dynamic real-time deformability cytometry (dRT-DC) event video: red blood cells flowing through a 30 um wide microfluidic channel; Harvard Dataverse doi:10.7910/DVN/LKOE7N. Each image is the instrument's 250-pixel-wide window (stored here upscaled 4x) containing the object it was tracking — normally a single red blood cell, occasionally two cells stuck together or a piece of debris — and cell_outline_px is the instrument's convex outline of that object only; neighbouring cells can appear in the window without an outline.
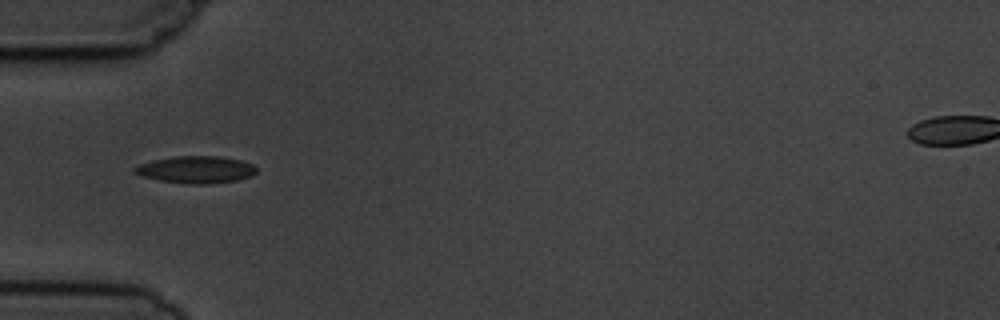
{"species": "common noctule bat (a hibernating species)", "species_latin": "Nyctalus noctula", "temperature_condition": "cold", "stored_images_in_passage": 11, "camera_frame_rate_fps": 3000, "um_per_image_px": 0.085, "animal": {"sex": "male", "body_mass_g": 19.5, "forearm_length_mm": 54.6}, "frame": {"image": 1, "passage_image": 5, "time_ms": 5.333, "image_size_px": [1000, 320], "cell_outline_px": [[256, 172], [252, 176], [236, 180], [208, 184], [192, 184], [156, 180], [144, 176], [136, 172], [132, 168], [140, 164], [152, 160], [176, 156], [220, 156], [240, 160], [252, 164], [256, 168]], "centroid_in_image_um": [16.67, 14.41], "position_along_channel_um": 68.3, "area_um2": 19.13}}
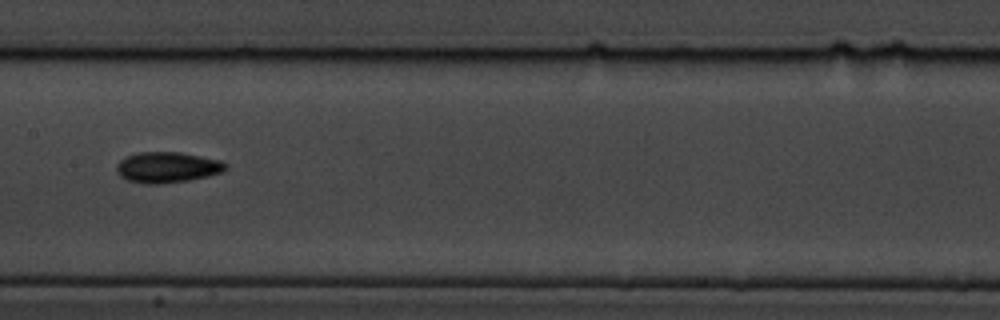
{"frame": {"image": 2, "passage_image": 8, "time_ms": 8.667, "image_size_px": [1000, 320], "cell_outline_px": [[228, 168], [224, 172], [208, 176], [188, 180], [156, 184], [148, 184], [128, 180], [120, 176], [116, 172], [116, 164], [120, 160], [128, 156], [140, 152], [180, 152], [220, 160], [228, 164]], "centroid_in_image_um": [14.24, 14.22], "position_along_channel_um": 193.2, "area_um2": 19.54}}
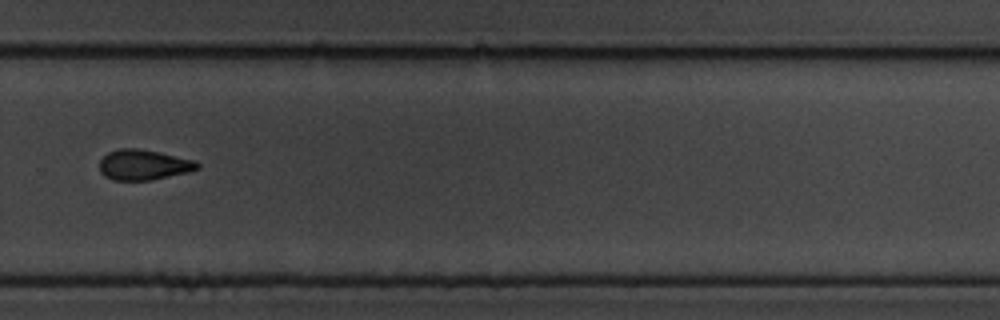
{"frame": {"image": 3, "passage_image": 11, "time_ms": 12.0, "image_size_px": [1000, 320], "cell_outline_px": [[200, 168], [188, 172], [152, 180], [112, 180], [104, 176], [100, 172], [100, 160], [108, 152], [120, 148], [140, 148], [160, 152], [196, 160], [200, 164]], "centroid_in_image_um": [12.22, 14.0], "position_along_channel_um": 317.6, "area_um2": 17.51}}